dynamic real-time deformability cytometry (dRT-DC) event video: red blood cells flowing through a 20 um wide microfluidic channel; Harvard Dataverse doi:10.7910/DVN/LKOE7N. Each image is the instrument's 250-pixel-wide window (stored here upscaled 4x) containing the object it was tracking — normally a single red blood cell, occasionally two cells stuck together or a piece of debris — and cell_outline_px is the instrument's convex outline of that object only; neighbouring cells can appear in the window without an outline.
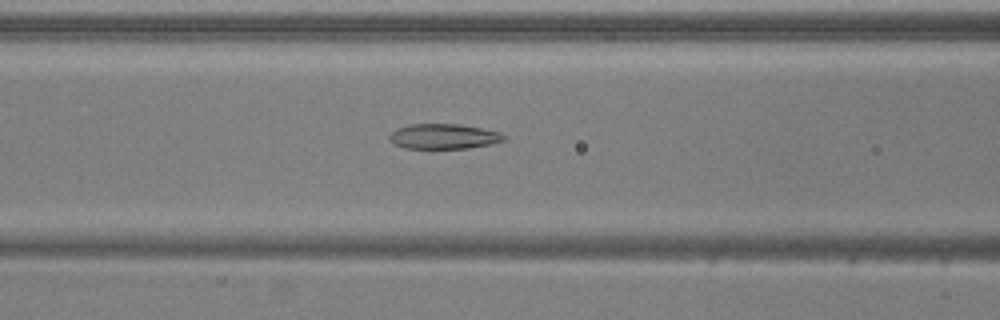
{"species": "common noctule bat (a hibernating species)", "species_latin": "Nyctalus noctula", "temperature_condition": "warm", "stored_images_in_passage": 51, "camera_frame_rate_fps": 3000, "um_per_image_px": 0.085, "animal": {"sex": "male", "body_mass_g": 20.5, "forearm_length_mm": 52.5}, "frame": {"image": 1, "passage_image": 20, "time_ms": 6.333, "image_size_px": [1000, 320], "cell_outline_px": [[504, 140], [488, 144], [468, 148], [404, 148], [388, 140], [388, 136], [396, 128], [412, 124], [460, 124], [500, 132], [504, 136]], "centroid_in_image_um": [37.66, 11.59], "position_along_channel_um": 128.9, "area_um2": 16.53}}
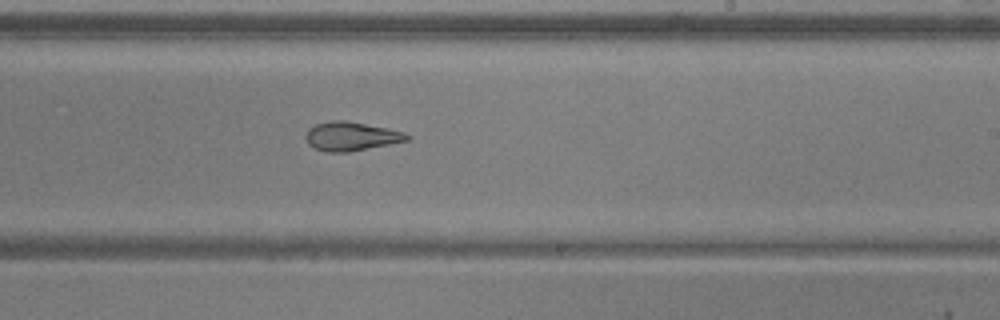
{"frame": {"image": 2, "passage_image": 30, "time_ms": 9.667, "image_size_px": [1000, 320], "cell_outline_px": [[412, 136], [408, 140], [348, 152], [328, 152], [316, 148], [308, 144], [304, 136], [308, 128], [316, 124], [332, 120], [344, 120], [388, 128], [404, 132]], "centroid_in_image_um": [29.83, 11.57], "position_along_channel_um": 259.2, "area_um2": 16.94}}
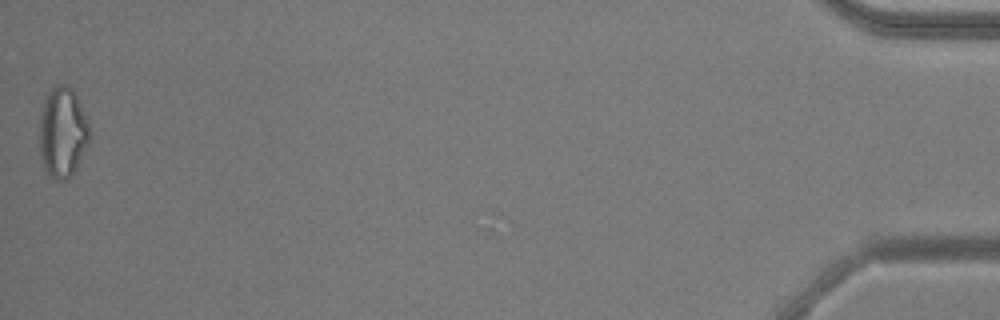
{"frame": {"image": 3, "passage_image": 51, "time_ms": 16.667, "image_size_px": [1000, 320], "cell_outline_px": [[92, 136], [76, 168], [68, 180], [56, 180], [44, 172], [40, 156], [40, 112], [48, 92], [56, 84], [68, 84], [72, 88], [76, 96], [88, 124]], "centroid_in_image_um": [5.31, 11.28], "position_along_channel_um": 429.9, "area_um2": 26.53}, "authors_computed_cell_mechanics": {"area_um2": 19.5942, "velocity_mm_per_s": 3.9163, "shape_relaxation_time_tau1_ms": null, "shape_relaxation_time_tau2_ms": 5.0119, "deformation_change_tau1": null, "deformation_change_tau2": 0.146}}